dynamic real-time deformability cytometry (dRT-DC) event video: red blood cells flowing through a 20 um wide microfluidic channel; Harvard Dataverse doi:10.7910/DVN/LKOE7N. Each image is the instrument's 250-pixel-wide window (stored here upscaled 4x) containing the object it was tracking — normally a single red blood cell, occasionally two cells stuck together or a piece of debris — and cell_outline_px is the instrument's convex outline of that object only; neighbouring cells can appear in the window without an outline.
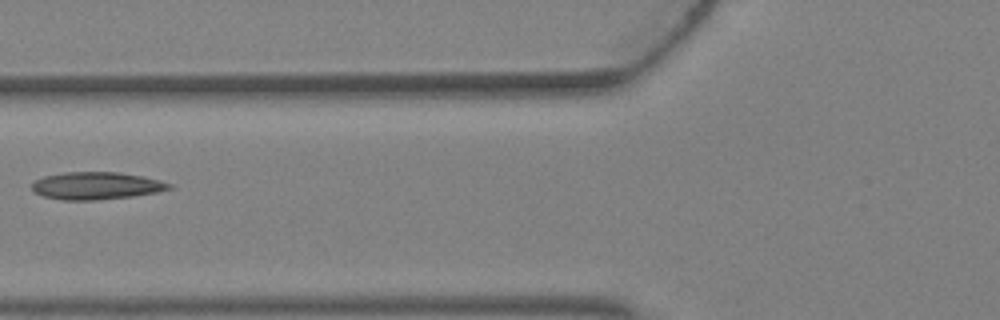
{"species": "Egyptian fruit bat (a non-hibernating species)", "species_latin": "Rousettus aegyptiacus", "temperature_condition": "warm", "stored_images_in_passage": 3, "camera_frame_rate_fps": 3000, "um_per_image_px": 0.085, "animal": {"sex": "female"}, "frame": {"image": 1, "passage_image": 3, "time_ms": 0.667, "image_size_px": [1000, 320], "cell_outline_px": [[172, 188], [156, 192], [132, 196], [96, 200], [64, 200], [44, 196], [36, 192], [32, 188], [32, 184], [36, 180], [44, 176], [68, 172], [116, 172], [144, 176], [160, 180], [172, 184]], "centroid_in_image_um": [8.22, 15.78], "position_along_channel_um": 117.6, "area_um2": 21.73}}